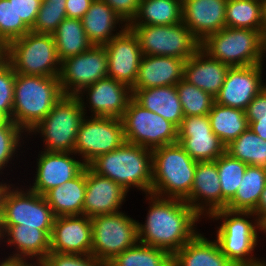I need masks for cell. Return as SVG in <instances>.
Segmentation results:
<instances>
[{
    "label": "cell",
    "instance_id": "7c38bea8",
    "mask_svg": "<svg viewBox=\"0 0 266 266\" xmlns=\"http://www.w3.org/2000/svg\"><path fill=\"white\" fill-rule=\"evenodd\" d=\"M121 120L127 143L154 150L178 141V128L173 123L143 108L133 98Z\"/></svg>",
    "mask_w": 266,
    "mask_h": 266
},
{
    "label": "cell",
    "instance_id": "91938a15",
    "mask_svg": "<svg viewBox=\"0 0 266 266\" xmlns=\"http://www.w3.org/2000/svg\"><path fill=\"white\" fill-rule=\"evenodd\" d=\"M257 266H266V262H263L262 264L257 265Z\"/></svg>",
    "mask_w": 266,
    "mask_h": 266
},
{
    "label": "cell",
    "instance_id": "1f68e13d",
    "mask_svg": "<svg viewBox=\"0 0 266 266\" xmlns=\"http://www.w3.org/2000/svg\"><path fill=\"white\" fill-rule=\"evenodd\" d=\"M182 22V0H140L129 25H174Z\"/></svg>",
    "mask_w": 266,
    "mask_h": 266
},
{
    "label": "cell",
    "instance_id": "7402d4cb",
    "mask_svg": "<svg viewBox=\"0 0 266 266\" xmlns=\"http://www.w3.org/2000/svg\"><path fill=\"white\" fill-rule=\"evenodd\" d=\"M227 0H182V22L202 42L226 27Z\"/></svg>",
    "mask_w": 266,
    "mask_h": 266
},
{
    "label": "cell",
    "instance_id": "d6986e66",
    "mask_svg": "<svg viewBox=\"0 0 266 266\" xmlns=\"http://www.w3.org/2000/svg\"><path fill=\"white\" fill-rule=\"evenodd\" d=\"M71 152L42 151L37 159V174L30 190L45 195L49 190L77 177L86 164L70 157Z\"/></svg>",
    "mask_w": 266,
    "mask_h": 266
},
{
    "label": "cell",
    "instance_id": "cb8c5ba5",
    "mask_svg": "<svg viewBox=\"0 0 266 266\" xmlns=\"http://www.w3.org/2000/svg\"><path fill=\"white\" fill-rule=\"evenodd\" d=\"M184 59L143 55L132 89H145L176 85L183 79Z\"/></svg>",
    "mask_w": 266,
    "mask_h": 266
},
{
    "label": "cell",
    "instance_id": "e0dca14e",
    "mask_svg": "<svg viewBox=\"0 0 266 266\" xmlns=\"http://www.w3.org/2000/svg\"><path fill=\"white\" fill-rule=\"evenodd\" d=\"M262 64L230 67L225 81L215 96V103L245 111L266 85L262 82Z\"/></svg>",
    "mask_w": 266,
    "mask_h": 266
},
{
    "label": "cell",
    "instance_id": "4fadbf2b",
    "mask_svg": "<svg viewBox=\"0 0 266 266\" xmlns=\"http://www.w3.org/2000/svg\"><path fill=\"white\" fill-rule=\"evenodd\" d=\"M83 118L74 146V155H82L88 165L97 156L121 147L125 142L124 126L120 118L90 116Z\"/></svg>",
    "mask_w": 266,
    "mask_h": 266
},
{
    "label": "cell",
    "instance_id": "f5cc1de1",
    "mask_svg": "<svg viewBox=\"0 0 266 266\" xmlns=\"http://www.w3.org/2000/svg\"><path fill=\"white\" fill-rule=\"evenodd\" d=\"M258 226H259V231H263L264 233H266V215L262 216L259 220H258Z\"/></svg>",
    "mask_w": 266,
    "mask_h": 266
},
{
    "label": "cell",
    "instance_id": "30bf717a",
    "mask_svg": "<svg viewBox=\"0 0 266 266\" xmlns=\"http://www.w3.org/2000/svg\"><path fill=\"white\" fill-rule=\"evenodd\" d=\"M139 41L143 55L184 59L192 57L201 42L183 23L174 25H128Z\"/></svg>",
    "mask_w": 266,
    "mask_h": 266
},
{
    "label": "cell",
    "instance_id": "60d3db41",
    "mask_svg": "<svg viewBox=\"0 0 266 266\" xmlns=\"http://www.w3.org/2000/svg\"><path fill=\"white\" fill-rule=\"evenodd\" d=\"M66 0H42L36 22L31 29L35 33L53 34L67 17Z\"/></svg>",
    "mask_w": 266,
    "mask_h": 266
},
{
    "label": "cell",
    "instance_id": "681fc988",
    "mask_svg": "<svg viewBox=\"0 0 266 266\" xmlns=\"http://www.w3.org/2000/svg\"><path fill=\"white\" fill-rule=\"evenodd\" d=\"M28 260H26L25 258H12V257H9V258H6V260H2V262H0V266H42V261H39L37 262V265L36 263L34 264H31L28 262H26Z\"/></svg>",
    "mask_w": 266,
    "mask_h": 266
},
{
    "label": "cell",
    "instance_id": "8fae6325",
    "mask_svg": "<svg viewBox=\"0 0 266 266\" xmlns=\"http://www.w3.org/2000/svg\"><path fill=\"white\" fill-rule=\"evenodd\" d=\"M91 223V255L101 262H110L139 242L138 222L120 211L92 217Z\"/></svg>",
    "mask_w": 266,
    "mask_h": 266
},
{
    "label": "cell",
    "instance_id": "d4e9b609",
    "mask_svg": "<svg viewBox=\"0 0 266 266\" xmlns=\"http://www.w3.org/2000/svg\"><path fill=\"white\" fill-rule=\"evenodd\" d=\"M229 68L221 61L211 58L200 48L185 61L183 78L215 97L225 81Z\"/></svg>",
    "mask_w": 266,
    "mask_h": 266
},
{
    "label": "cell",
    "instance_id": "4dcf8cb0",
    "mask_svg": "<svg viewBox=\"0 0 266 266\" xmlns=\"http://www.w3.org/2000/svg\"><path fill=\"white\" fill-rule=\"evenodd\" d=\"M266 186V168L248 165L234 197L227 203L231 211H254Z\"/></svg>",
    "mask_w": 266,
    "mask_h": 266
},
{
    "label": "cell",
    "instance_id": "7dc6e473",
    "mask_svg": "<svg viewBox=\"0 0 266 266\" xmlns=\"http://www.w3.org/2000/svg\"><path fill=\"white\" fill-rule=\"evenodd\" d=\"M105 1L115 13L129 25L136 16L140 0H103Z\"/></svg>",
    "mask_w": 266,
    "mask_h": 266
},
{
    "label": "cell",
    "instance_id": "680465c9",
    "mask_svg": "<svg viewBox=\"0 0 266 266\" xmlns=\"http://www.w3.org/2000/svg\"><path fill=\"white\" fill-rule=\"evenodd\" d=\"M5 118L0 114V122H2Z\"/></svg>",
    "mask_w": 266,
    "mask_h": 266
},
{
    "label": "cell",
    "instance_id": "ee69618b",
    "mask_svg": "<svg viewBox=\"0 0 266 266\" xmlns=\"http://www.w3.org/2000/svg\"><path fill=\"white\" fill-rule=\"evenodd\" d=\"M245 115L249 128L266 140V87L249 103Z\"/></svg>",
    "mask_w": 266,
    "mask_h": 266
},
{
    "label": "cell",
    "instance_id": "74e56055",
    "mask_svg": "<svg viewBox=\"0 0 266 266\" xmlns=\"http://www.w3.org/2000/svg\"><path fill=\"white\" fill-rule=\"evenodd\" d=\"M215 162L222 190V209H225L227 203L236 194L248 165L231 157L226 152L217 158Z\"/></svg>",
    "mask_w": 266,
    "mask_h": 266
},
{
    "label": "cell",
    "instance_id": "7bdbcfd3",
    "mask_svg": "<svg viewBox=\"0 0 266 266\" xmlns=\"http://www.w3.org/2000/svg\"><path fill=\"white\" fill-rule=\"evenodd\" d=\"M16 73L5 60L0 61V114L5 119L12 120L14 83Z\"/></svg>",
    "mask_w": 266,
    "mask_h": 266
},
{
    "label": "cell",
    "instance_id": "bcb514c9",
    "mask_svg": "<svg viewBox=\"0 0 266 266\" xmlns=\"http://www.w3.org/2000/svg\"><path fill=\"white\" fill-rule=\"evenodd\" d=\"M13 2L18 18L32 29L38 12L40 10L42 0H9Z\"/></svg>",
    "mask_w": 266,
    "mask_h": 266
},
{
    "label": "cell",
    "instance_id": "b9f144b4",
    "mask_svg": "<svg viewBox=\"0 0 266 266\" xmlns=\"http://www.w3.org/2000/svg\"><path fill=\"white\" fill-rule=\"evenodd\" d=\"M23 132L25 131L10 119L0 122V171L5 168L9 160L11 161L13 154H16Z\"/></svg>",
    "mask_w": 266,
    "mask_h": 266
},
{
    "label": "cell",
    "instance_id": "6da1fadb",
    "mask_svg": "<svg viewBox=\"0 0 266 266\" xmlns=\"http://www.w3.org/2000/svg\"><path fill=\"white\" fill-rule=\"evenodd\" d=\"M149 195L146 223L137 224L139 242L173 255L198 233L194 226L201 217L185 200Z\"/></svg>",
    "mask_w": 266,
    "mask_h": 266
},
{
    "label": "cell",
    "instance_id": "83f0119b",
    "mask_svg": "<svg viewBox=\"0 0 266 266\" xmlns=\"http://www.w3.org/2000/svg\"><path fill=\"white\" fill-rule=\"evenodd\" d=\"M175 266H235L220 250L216 240H207L197 233L172 255Z\"/></svg>",
    "mask_w": 266,
    "mask_h": 266
},
{
    "label": "cell",
    "instance_id": "e575fe53",
    "mask_svg": "<svg viewBox=\"0 0 266 266\" xmlns=\"http://www.w3.org/2000/svg\"><path fill=\"white\" fill-rule=\"evenodd\" d=\"M264 0H227L226 27L261 31Z\"/></svg>",
    "mask_w": 266,
    "mask_h": 266
},
{
    "label": "cell",
    "instance_id": "ffe728a7",
    "mask_svg": "<svg viewBox=\"0 0 266 266\" xmlns=\"http://www.w3.org/2000/svg\"><path fill=\"white\" fill-rule=\"evenodd\" d=\"M88 92L92 116L122 118L129 101L133 98L132 89L117 80L106 77L83 88L76 96Z\"/></svg>",
    "mask_w": 266,
    "mask_h": 266
},
{
    "label": "cell",
    "instance_id": "ba28073f",
    "mask_svg": "<svg viewBox=\"0 0 266 266\" xmlns=\"http://www.w3.org/2000/svg\"><path fill=\"white\" fill-rule=\"evenodd\" d=\"M200 48L229 67L257 65L261 63L262 36L252 29L225 27L208 35Z\"/></svg>",
    "mask_w": 266,
    "mask_h": 266
},
{
    "label": "cell",
    "instance_id": "8992f818",
    "mask_svg": "<svg viewBox=\"0 0 266 266\" xmlns=\"http://www.w3.org/2000/svg\"><path fill=\"white\" fill-rule=\"evenodd\" d=\"M241 216V217H240ZM255 216L252 211H231L220 209L214 211L209 217L211 219H223L217 230L216 242L221 252L235 266H257L264 261L252 257L253 250L257 245L258 220L254 224L246 218ZM231 217V218H230ZM246 217V218H243Z\"/></svg>",
    "mask_w": 266,
    "mask_h": 266
},
{
    "label": "cell",
    "instance_id": "c3c4849f",
    "mask_svg": "<svg viewBox=\"0 0 266 266\" xmlns=\"http://www.w3.org/2000/svg\"><path fill=\"white\" fill-rule=\"evenodd\" d=\"M94 0H66L67 18L82 19Z\"/></svg>",
    "mask_w": 266,
    "mask_h": 266
},
{
    "label": "cell",
    "instance_id": "9f6ffc18",
    "mask_svg": "<svg viewBox=\"0 0 266 266\" xmlns=\"http://www.w3.org/2000/svg\"><path fill=\"white\" fill-rule=\"evenodd\" d=\"M99 266H113L110 262H102Z\"/></svg>",
    "mask_w": 266,
    "mask_h": 266
},
{
    "label": "cell",
    "instance_id": "5bb4252c",
    "mask_svg": "<svg viewBox=\"0 0 266 266\" xmlns=\"http://www.w3.org/2000/svg\"><path fill=\"white\" fill-rule=\"evenodd\" d=\"M59 81L64 95L76 96L83 88L108 77L105 46L93 45L89 50L61 61Z\"/></svg>",
    "mask_w": 266,
    "mask_h": 266
},
{
    "label": "cell",
    "instance_id": "d590c367",
    "mask_svg": "<svg viewBox=\"0 0 266 266\" xmlns=\"http://www.w3.org/2000/svg\"><path fill=\"white\" fill-rule=\"evenodd\" d=\"M226 153L247 165L266 168V140L250 128L226 146Z\"/></svg>",
    "mask_w": 266,
    "mask_h": 266
},
{
    "label": "cell",
    "instance_id": "4316f807",
    "mask_svg": "<svg viewBox=\"0 0 266 266\" xmlns=\"http://www.w3.org/2000/svg\"><path fill=\"white\" fill-rule=\"evenodd\" d=\"M7 233V235H6ZM8 237V245L16 246L12 258H32L42 261L50 252V237L41 229L24 225H0V240ZM10 236V237H9ZM19 252V253H18Z\"/></svg>",
    "mask_w": 266,
    "mask_h": 266
},
{
    "label": "cell",
    "instance_id": "2e32d148",
    "mask_svg": "<svg viewBox=\"0 0 266 266\" xmlns=\"http://www.w3.org/2000/svg\"><path fill=\"white\" fill-rule=\"evenodd\" d=\"M104 46L108 57V77L132 89L143 56L137 36L127 26Z\"/></svg>",
    "mask_w": 266,
    "mask_h": 266
},
{
    "label": "cell",
    "instance_id": "d6a6232c",
    "mask_svg": "<svg viewBox=\"0 0 266 266\" xmlns=\"http://www.w3.org/2000/svg\"><path fill=\"white\" fill-rule=\"evenodd\" d=\"M58 58L63 61L89 50V41L80 19L65 18L53 33Z\"/></svg>",
    "mask_w": 266,
    "mask_h": 266
},
{
    "label": "cell",
    "instance_id": "ac0fdd59",
    "mask_svg": "<svg viewBox=\"0 0 266 266\" xmlns=\"http://www.w3.org/2000/svg\"><path fill=\"white\" fill-rule=\"evenodd\" d=\"M92 223L85 215L55 217L50 252L91 255Z\"/></svg>",
    "mask_w": 266,
    "mask_h": 266
},
{
    "label": "cell",
    "instance_id": "f6af8a7d",
    "mask_svg": "<svg viewBox=\"0 0 266 266\" xmlns=\"http://www.w3.org/2000/svg\"><path fill=\"white\" fill-rule=\"evenodd\" d=\"M102 262L93 255L62 254L49 252L42 266H99Z\"/></svg>",
    "mask_w": 266,
    "mask_h": 266
},
{
    "label": "cell",
    "instance_id": "7a4b0ae2",
    "mask_svg": "<svg viewBox=\"0 0 266 266\" xmlns=\"http://www.w3.org/2000/svg\"><path fill=\"white\" fill-rule=\"evenodd\" d=\"M98 175L110 178L127 191L130 187L151 194L152 150L125 142L121 147L97 156L87 165Z\"/></svg>",
    "mask_w": 266,
    "mask_h": 266
},
{
    "label": "cell",
    "instance_id": "db71d44e",
    "mask_svg": "<svg viewBox=\"0 0 266 266\" xmlns=\"http://www.w3.org/2000/svg\"><path fill=\"white\" fill-rule=\"evenodd\" d=\"M261 52H262V56H261V63L260 64H263V57H264V53L266 52V39H262V49H261Z\"/></svg>",
    "mask_w": 266,
    "mask_h": 266
},
{
    "label": "cell",
    "instance_id": "277c9868",
    "mask_svg": "<svg viewBox=\"0 0 266 266\" xmlns=\"http://www.w3.org/2000/svg\"><path fill=\"white\" fill-rule=\"evenodd\" d=\"M196 165L197 161L178 142L152 150L151 194L186 200L191 193Z\"/></svg>",
    "mask_w": 266,
    "mask_h": 266
},
{
    "label": "cell",
    "instance_id": "5b68a950",
    "mask_svg": "<svg viewBox=\"0 0 266 266\" xmlns=\"http://www.w3.org/2000/svg\"><path fill=\"white\" fill-rule=\"evenodd\" d=\"M4 59L15 73L59 77L61 61L53 34L29 31L4 47Z\"/></svg>",
    "mask_w": 266,
    "mask_h": 266
},
{
    "label": "cell",
    "instance_id": "3957f363",
    "mask_svg": "<svg viewBox=\"0 0 266 266\" xmlns=\"http://www.w3.org/2000/svg\"><path fill=\"white\" fill-rule=\"evenodd\" d=\"M63 95L59 77L16 73L12 121L30 133Z\"/></svg>",
    "mask_w": 266,
    "mask_h": 266
},
{
    "label": "cell",
    "instance_id": "9c48e42d",
    "mask_svg": "<svg viewBox=\"0 0 266 266\" xmlns=\"http://www.w3.org/2000/svg\"><path fill=\"white\" fill-rule=\"evenodd\" d=\"M11 190L5 185L0 196V225H24L43 230L49 237L55 215L45 197L32 190Z\"/></svg>",
    "mask_w": 266,
    "mask_h": 266
},
{
    "label": "cell",
    "instance_id": "52a82bcc",
    "mask_svg": "<svg viewBox=\"0 0 266 266\" xmlns=\"http://www.w3.org/2000/svg\"><path fill=\"white\" fill-rule=\"evenodd\" d=\"M82 99L63 95L47 116L30 130L43 135L45 151L73 153L78 129L86 114Z\"/></svg>",
    "mask_w": 266,
    "mask_h": 266
},
{
    "label": "cell",
    "instance_id": "816d5d0a",
    "mask_svg": "<svg viewBox=\"0 0 266 266\" xmlns=\"http://www.w3.org/2000/svg\"><path fill=\"white\" fill-rule=\"evenodd\" d=\"M260 32L262 39H266V0H264V5H263L262 29Z\"/></svg>",
    "mask_w": 266,
    "mask_h": 266
},
{
    "label": "cell",
    "instance_id": "6f0895ef",
    "mask_svg": "<svg viewBox=\"0 0 266 266\" xmlns=\"http://www.w3.org/2000/svg\"><path fill=\"white\" fill-rule=\"evenodd\" d=\"M5 185H6V183L5 184H3L2 182L0 183V196H1V192H2Z\"/></svg>",
    "mask_w": 266,
    "mask_h": 266
},
{
    "label": "cell",
    "instance_id": "f1b7e54d",
    "mask_svg": "<svg viewBox=\"0 0 266 266\" xmlns=\"http://www.w3.org/2000/svg\"><path fill=\"white\" fill-rule=\"evenodd\" d=\"M81 21L89 41L97 46L106 45L127 27L123 25L118 33L112 34L116 24L122 25L124 21L103 0H94Z\"/></svg>",
    "mask_w": 266,
    "mask_h": 266
},
{
    "label": "cell",
    "instance_id": "44dd1931",
    "mask_svg": "<svg viewBox=\"0 0 266 266\" xmlns=\"http://www.w3.org/2000/svg\"><path fill=\"white\" fill-rule=\"evenodd\" d=\"M127 190L110 178L93 172L86 166V192L83 215L89 218L119 212Z\"/></svg>",
    "mask_w": 266,
    "mask_h": 266
},
{
    "label": "cell",
    "instance_id": "484cf974",
    "mask_svg": "<svg viewBox=\"0 0 266 266\" xmlns=\"http://www.w3.org/2000/svg\"><path fill=\"white\" fill-rule=\"evenodd\" d=\"M133 99L143 108L155 112L177 128L184 118L176 85L132 89Z\"/></svg>",
    "mask_w": 266,
    "mask_h": 266
},
{
    "label": "cell",
    "instance_id": "603a6c76",
    "mask_svg": "<svg viewBox=\"0 0 266 266\" xmlns=\"http://www.w3.org/2000/svg\"><path fill=\"white\" fill-rule=\"evenodd\" d=\"M185 202L200 216L203 213L205 216V212L210 216L222 209V190L215 161L197 162L191 193Z\"/></svg>",
    "mask_w": 266,
    "mask_h": 266
},
{
    "label": "cell",
    "instance_id": "11a10c76",
    "mask_svg": "<svg viewBox=\"0 0 266 266\" xmlns=\"http://www.w3.org/2000/svg\"><path fill=\"white\" fill-rule=\"evenodd\" d=\"M4 59V47L0 44V61Z\"/></svg>",
    "mask_w": 266,
    "mask_h": 266
},
{
    "label": "cell",
    "instance_id": "836d02e7",
    "mask_svg": "<svg viewBox=\"0 0 266 266\" xmlns=\"http://www.w3.org/2000/svg\"><path fill=\"white\" fill-rule=\"evenodd\" d=\"M213 132L227 146L249 128L245 111L214 103L208 114Z\"/></svg>",
    "mask_w": 266,
    "mask_h": 266
},
{
    "label": "cell",
    "instance_id": "f907efd6",
    "mask_svg": "<svg viewBox=\"0 0 266 266\" xmlns=\"http://www.w3.org/2000/svg\"><path fill=\"white\" fill-rule=\"evenodd\" d=\"M254 215L256 216L255 219L259 220L262 216L266 215V186L261 193L259 202L257 204L256 209L253 211Z\"/></svg>",
    "mask_w": 266,
    "mask_h": 266
},
{
    "label": "cell",
    "instance_id": "f35d334b",
    "mask_svg": "<svg viewBox=\"0 0 266 266\" xmlns=\"http://www.w3.org/2000/svg\"><path fill=\"white\" fill-rule=\"evenodd\" d=\"M184 116L208 115L215 97L187 82L184 78L176 84Z\"/></svg>",
    "mask_w": 266,
    "mask_h": 266
},
{
    "label": "cell",
    "instance_id": "ab89813d",
    "mask_svg": "<svg viewBox=\"0 0 266 266\" xmlns=\"http://www.w3.org/2000/svg\"><path fill=\"white\" fill-rule=\"evenodd\" d=\"M29 31L31 29L18 18L13 2L0 0V44L5 47Z\"/></svg>",
    "mask_w": 266,
    "mask_h": 266
},
{
    "label": "cell",
    "instance_id": "8d00e7d4",
    "mask_svg": "<svg viewBox=\"0 0 266 266\" xmlns=\"http://www.w3.org/2000/svg\"><path fill=\"white\" fill-rule=\"evenodd\" d=\"M110 263L113 266H169L172 255L164 249L138 242L116 255Z\"/></svg>",
    "mask_w": 266,
    "mask_h": 266
},
{
    "label": "cell",
    "instance_id": "f546056e",
    "mask_svg": "<svg viewBox=\"0 0 266 266\" xmlns=\"http://www.w3.org/2000/svg\"><path fill=\"white\" fill-rule=\"evenodd\" d=\"M86 192V168L75 178L63 183L45 195L55 217L83 215Z\"/></svg>",
    "mask_w": 266,
    "mask_h": 266
},
{
    "label": "cell",
    "instance_id": "9a60e30c",
    "mask_svg": "<svg viewBox=\"0 0 266 266\" xmlns=\"http://www.w3.org/2000/svg\"><path fill=\"white\" fill-rule=\"evenodd\" d=\"M177 142L197 162L215 161L226 152L225 144L211 128L208 115L184 116Z\"/></svg>",
    "mask_w": 266,
    "mask_h": 266
}]
</instances>
